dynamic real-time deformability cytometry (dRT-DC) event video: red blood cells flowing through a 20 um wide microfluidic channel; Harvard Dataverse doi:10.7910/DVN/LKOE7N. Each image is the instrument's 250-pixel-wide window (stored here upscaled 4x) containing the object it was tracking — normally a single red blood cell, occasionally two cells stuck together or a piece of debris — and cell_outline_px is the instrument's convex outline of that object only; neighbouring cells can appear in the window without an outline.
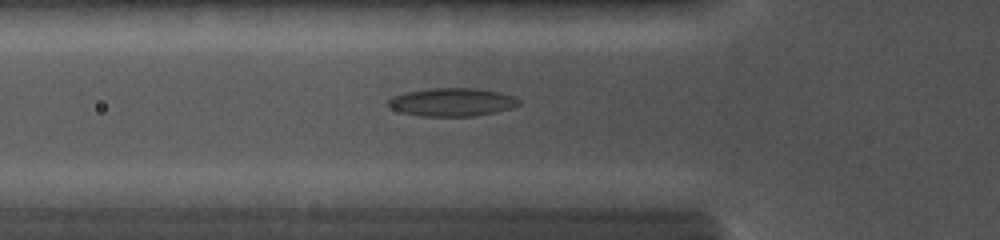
{"species": "common noctule bat (a hibernating species)", "species_latin": "Nyctalus noctula", "temperature_condition": "cold", "stored_images_in_passage": 41, "camera_frame_rate_fps": 5000, "um_per_image_px": 0.085, "animal": {"sex": "female", "body_mass_g": 19.0, "forearm_length_mm": 56.7}, "frame": {"image": 1, "passage_image": 14, "time_ms": 5.0, "image_size_px": [1000, 240], "cell_outline_px": [[520, 104], [512, 108], [496, 112], [472, 116], [420, 116], [400, 112], [392, 108], [388, 104], [388, 100], [392, 96], [408, 92], [432, 88], [476, 88], [500, 92], [512, 96], [520, 100]], "centroid_in_image_um": [38.44, 8.68], "position_along_channel_um": 87.4, "area_um2": 21.39}}
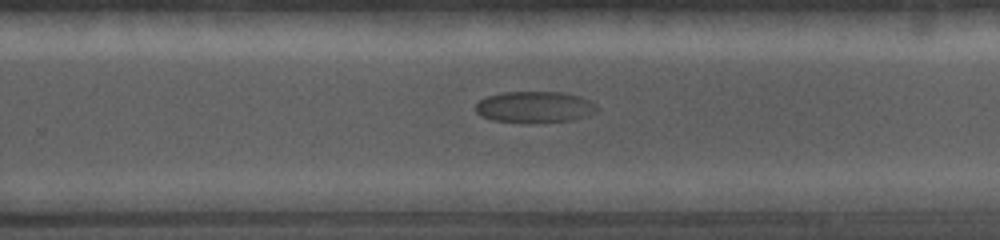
{"frame": {"image": 2, "passage_image": 27, "time_ms": 10.0, "image_size_px": [1000, 240], "cell_outline_px": [[596, 112], [588, 116], [576, 120], [528, 124], [524, 124], [492, 120], [480, 116], [476, 112], [476, 104], [480, 100], [488, 96], [504, 92], [564, 92], [580, 96], [592, 100], [596, 104]], "centroid_in_image_um": [45.48, 9.12], "position_along_channel_um": 284.3, "area_um2": 22.77}}
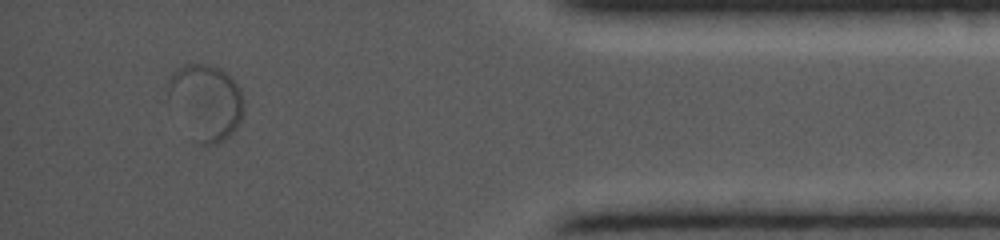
{"frame": {"image": 3, "passage_image": 38, "time_ms": 14.2, "image_size_px": [1000, 240], "cell_outline_px": [[244, 112], [240, 124], [224, 140], [216, 144], [200, 144], [192, 140], [168, 96], [168, 80], [172, 72], [184, 64], [212, 64], [220, 68], [240, 88], [244, 100]], "centroid_in_image_um": [17.52, 8.67], "position_along_channel_um": 417.7, "area_um2": 33.35}}